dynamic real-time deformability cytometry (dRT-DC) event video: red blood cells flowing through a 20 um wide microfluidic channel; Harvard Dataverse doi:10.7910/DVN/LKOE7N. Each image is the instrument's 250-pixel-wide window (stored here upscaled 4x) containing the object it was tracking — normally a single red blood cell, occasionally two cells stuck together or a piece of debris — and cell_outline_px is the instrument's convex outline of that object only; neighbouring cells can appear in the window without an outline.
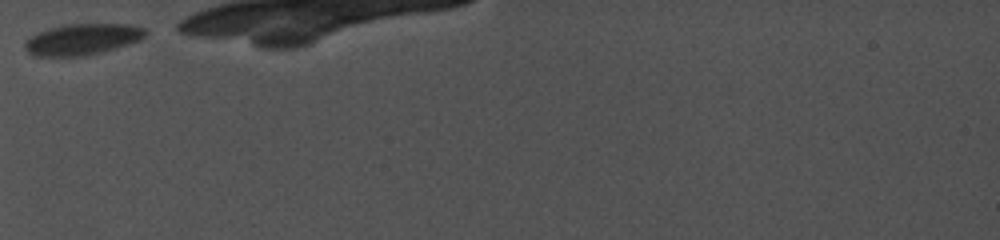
{"species": "common noctule bat (a hibernating species)", "species_latin": "Nyctalus noctula", "temperature_condition": "cold", "stored_images_in_passage": 6, "camera_frame_rate_fps": 5000, "um_per_image_px": 0.085, "animal": {"sex": "female", "body_mass_g": 19.0, "forearm_length_mm": 56.7}, "frame": {"image": 1, "passage_image": 1, "time_ms": 0.0, "image_size_px": [1000, 240], "cell_outline_px": [[148, 32], [140, 40], [116, 48], [84, 56], [32, 56], [24, 48], [24, 40], [48, 28], [68, 24], [132, 24], [148, 28]], "centroid_in_image_um": [7.02, 3.33], "position_along_channel_um": 78.0, "area_um2": 22.02}}
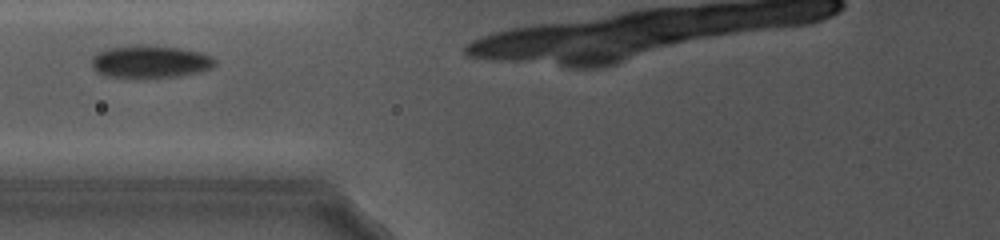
{"frame": {"image": 2, "passage_image": 3, "time_ms": 1.2, "image_size_px": [1000, 240], "cell_outline_px": [[216, 64], [212, 68], [180, 76], [108, 76], [96, 72], [92, 68], [92, 56], [96, 52], [104, 48], [136, 44], [140, 44], [180, 48], [200, 52], [212, 56], [216, 60]], "centroid_in_image_um": [12.74, 5.2], "position_along_channel_um": 113.1, "area_um2": 23.29}}